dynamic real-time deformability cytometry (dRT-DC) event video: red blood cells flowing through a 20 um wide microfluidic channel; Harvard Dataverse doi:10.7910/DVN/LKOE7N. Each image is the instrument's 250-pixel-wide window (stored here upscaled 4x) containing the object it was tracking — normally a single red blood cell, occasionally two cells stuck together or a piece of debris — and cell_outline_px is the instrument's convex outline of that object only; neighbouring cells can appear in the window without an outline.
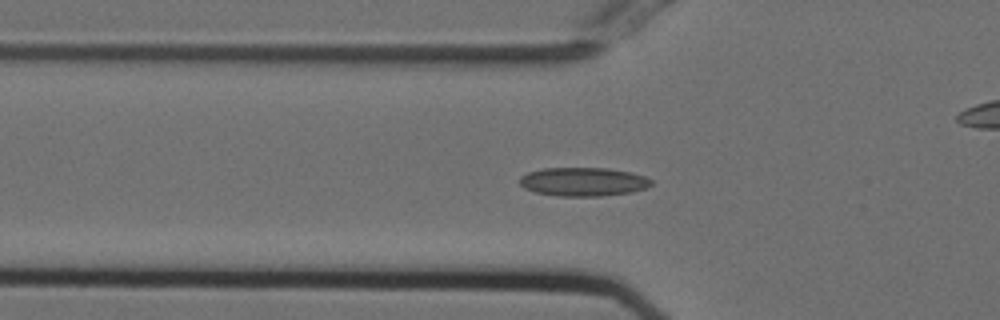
{"species": "Egyptian fruit bat (a non-hibernating species)", "species_latin": "Rousettus aegyptiacus", "temperature_condition": "cold", "stored_images_in_passage": 56, "camera_frame_rate_fps": 3000, "um_per_image_px": 0.085, "animal": {"sex": "female"}, "frame": {"image": 1, "passage_image": 19, "time_ms": 6.0, "image_size_px": [1000, 320], "cell_outline_px": [[652, 184], [644, 188], [632, 192], [600, 196], [560, 196], [532, 192], [524, 188], [520, 184], [520, 176], [528, 172], [544, 168], [608, 168], [632, 172], [644, 176], [652, 180]], "centroid_in_image_um": [49.56, 15.45], "position_along_channel_um": 76.2, "area_um2": 22.08}}
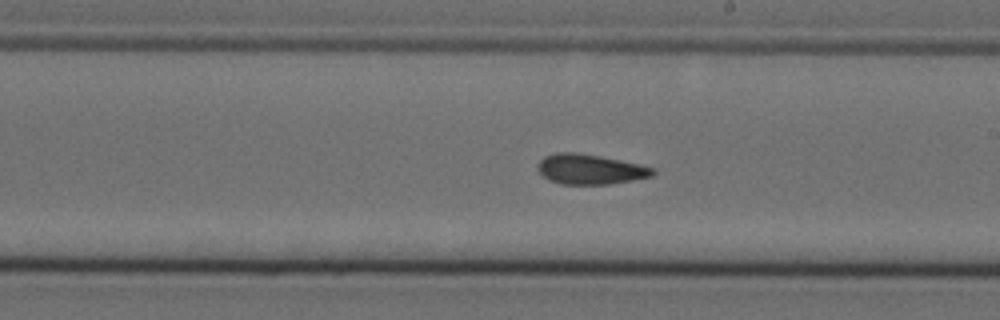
{"frame": {"image": 2, "passage_image": 32, "time_ms": 10.333, "image_size_px": [1000, 320], "cell_outline_px": [[656, 172], [652, 176], [632, 180], [608, 184], [560, 184], [548, 180], [536, 168], [540, 160], [544, 156], [556, 152], [576, 152], [600, 156], [620, 160], [652, 168]], "centroid_in_image_um": [50.1, 14.38], "position_along_channel_um": 238.9, "area_um2": 20.0}}
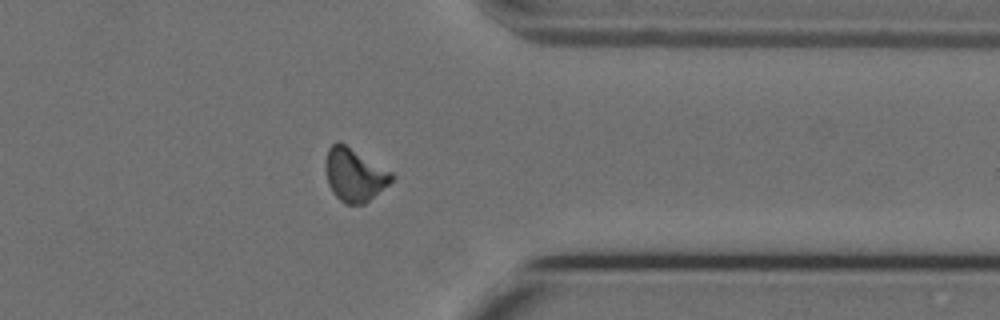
{"frame": {"image": 3, "passage_image": 44, "time_ms": 14.333, "image_size_px": [1000, 320], "cell_outline_px": [[392, 180], [388, 184], [364, 204], [344, 204], [332, 192], [328, 184], [324, 168], [324, 160], [328, 148], [336, 140], [344, 144], [392, 172]], "centroid_in_image_um": [30.06, 14.85], "position_along_channel_um": 381.3, "area_um2": 20.29}, "authors_computed_cell_mechanics": {"area_um2": 20.0566, "velocity_mm_per_s": 3.7326, "shape_relaxation_time_tau1_ms": null, "shape_relaxation_time_tau2_ms": 2.7936, "deformation_change_tau1": null, "deformation_change_tau2": 0.0904}}